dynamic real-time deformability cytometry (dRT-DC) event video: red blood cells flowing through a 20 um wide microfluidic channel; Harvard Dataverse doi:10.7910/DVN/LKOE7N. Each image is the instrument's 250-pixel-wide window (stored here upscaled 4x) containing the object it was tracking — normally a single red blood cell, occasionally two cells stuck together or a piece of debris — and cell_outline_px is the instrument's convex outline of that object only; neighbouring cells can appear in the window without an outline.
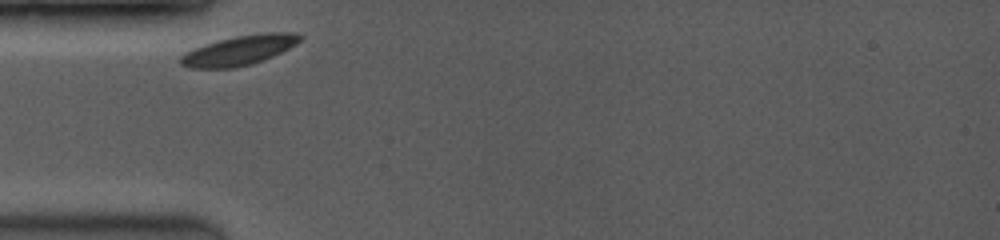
{"species": "common noctule bat (a hibernating species)", "species_latin": "Nyctalus noctula", "temperature_condition": "room temperature", "stored_images_in_passage": 33, "camera_frame_rate_fps": 3500, "um_per_image_px": 0.085, "animal": {"sex": "female", "body_mass_g": 19.0, "forearm_length_mm": 53.3}, "frame": {"image": 1, "passage_image": 1, "time_ms": 0.0, "image_size_px": [1000, 240], "cell_outline_px": [[304, 36], [296, 44], [264, 60], [252, 64], [236, 68], [192, 68], [180, 64], [180, 56], [184, 52], [204, 44], [236, 36], [264, 32], [296, 32]], "centroid_in_image_um": [20.34, 4.27], "position_along_channel_um": 64.7, "area_um2": 20.69}}
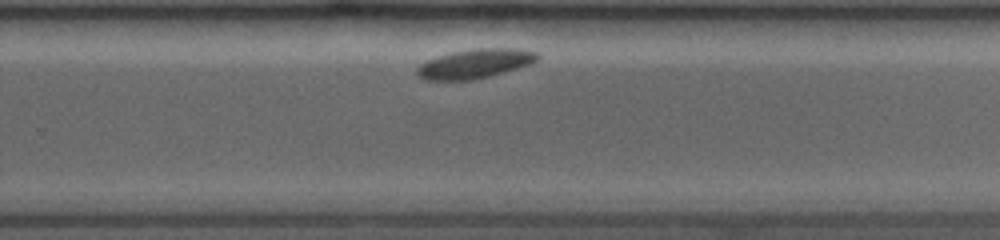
{"frame": {"image": 2, "passage_image": 23, "time_ms": 6.286, "image_size_px": [1000, 240], "cell_outline_px": [[540, 56], [532, 64], [488, 76], [472, 80], [424, 80], [416, 76], [416, 68], [420, 64], [428, 60], [452, 52], [476, 48], [516, 48], [536, 52]], "centroid_in_image_um": [40.36, 5.41], "position_along_channel_um": 289.4, "area_um2": 20.46}}
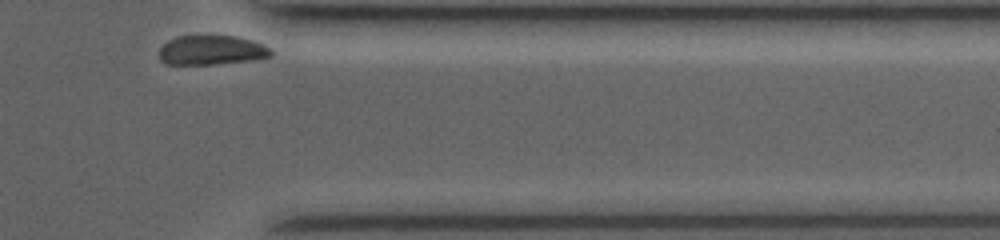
{"frame": {"image": 3, "passage_image": 33, "time_ms": 9.143, "image_size_px": [1000, 240], "cell_outline_px": [[272, 56], [252, 60], [212, 64], [168, 64], [160, 60], [160, 48], [168, 40], [176, 36], [236, 36], [252, 40], [264, 44], [272, 48]], "centroid_in_image_um": [18.02, 4.26], "position_along_channel_um": 393.4, "area_um2": 19.19}}